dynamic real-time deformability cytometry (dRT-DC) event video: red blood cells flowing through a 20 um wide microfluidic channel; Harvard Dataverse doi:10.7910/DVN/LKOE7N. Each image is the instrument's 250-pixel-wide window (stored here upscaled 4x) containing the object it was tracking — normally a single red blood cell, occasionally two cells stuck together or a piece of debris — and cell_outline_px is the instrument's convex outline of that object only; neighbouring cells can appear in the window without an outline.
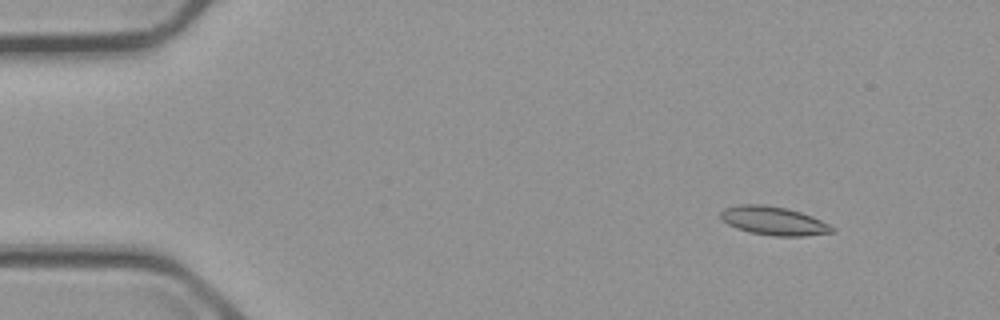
{"species": "common noctule bat (a hibernating species)", "species_latin": "Nyctalus noctula", "temperature_condition": "cold", "stored_images_in_passage": 5, "camera_frame_rate_fps": 3000, "um_per_image_px": 0.085, "animal": {"sex": "male", "body_mass_g": 23.1, "forearm_length_mm": 52.7}, "frame": {"image": 1, "passage_image": 2, "time_ms": 1.0, "image_size_px": [1000, 320], "cell_outline_px": [[836, 232], [804, 236], [772, 236], [748, 232], [736, 228], [728, 224], [720, 216], [720, 212], [724, 208], [740, 204], [764, 204], [788, 208], [812, 216], [836, 228]], "centroid_in_image_um": [65.77, 18.77], "position_along_channel_um": 19.2, "area_um2": 18.73}}
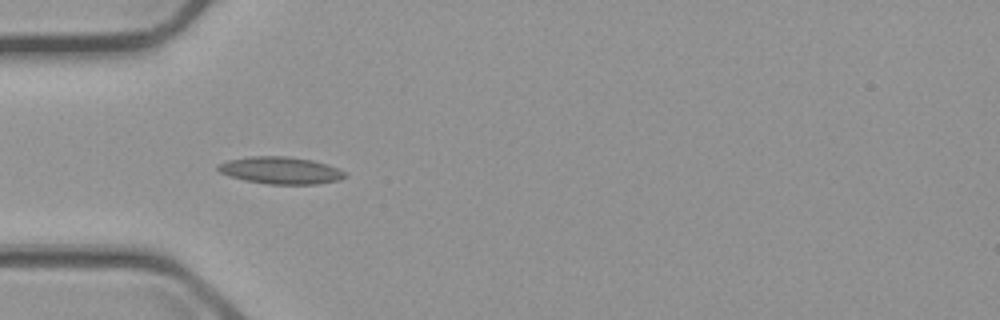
{"frame": {"image": 2, "passage_image": 5, "time_ms": 4.667, "image_size_px": [1000, 320], "cell_outline_px": [[348, 176], [340, 180], [316, 184], [268, 184], [244, 180], [228, 176], [220, 172], [216, 168], [216, 164], [228, 160], [248, 156], [288, 156], [312, 160], [328, 164], [340, 168]], "centroid_in_image_um": [23.85, 14.48], "position_along_channel_um": 61.2, "area_um2": 20.35}}